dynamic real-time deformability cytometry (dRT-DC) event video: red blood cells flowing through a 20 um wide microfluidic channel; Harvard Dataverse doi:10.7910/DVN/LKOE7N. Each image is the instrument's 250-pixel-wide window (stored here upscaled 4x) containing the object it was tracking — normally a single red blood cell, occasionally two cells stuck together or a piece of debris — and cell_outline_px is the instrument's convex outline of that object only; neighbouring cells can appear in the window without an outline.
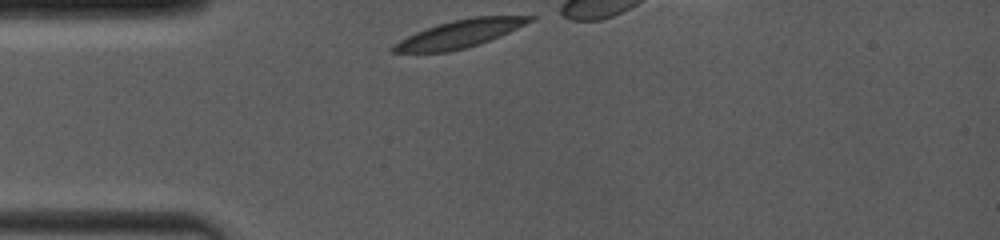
{"species": "common noctule bat (a hibernating species)", "species_latin": "Nyctalus noctula", "temperature_condition": "room temperature", "stored_images_in_passage": 11, "camera_frame_rate_fps": 4000, "um_per_image_px": 0.085, "animal": {"sex": "female", "body_mass_g": 19.0, "forearm_length_mm": 53.3}, "frame": {"image": 1, "passage_image": 1, "time_ms": 0.0, "image_size_px": [1000, 240], "cell_outline_px": [[536, 20], [500, 36], [464, 48], [448, 52], [392, 52], [392, 44], [416, 32], [436, 24], [452, 20], [472, 16], [536, 16]], "centroid_in_image_um": [39.1, 2.85], "position_along_channel_um": 45.9, "area_um2": 21.85}}